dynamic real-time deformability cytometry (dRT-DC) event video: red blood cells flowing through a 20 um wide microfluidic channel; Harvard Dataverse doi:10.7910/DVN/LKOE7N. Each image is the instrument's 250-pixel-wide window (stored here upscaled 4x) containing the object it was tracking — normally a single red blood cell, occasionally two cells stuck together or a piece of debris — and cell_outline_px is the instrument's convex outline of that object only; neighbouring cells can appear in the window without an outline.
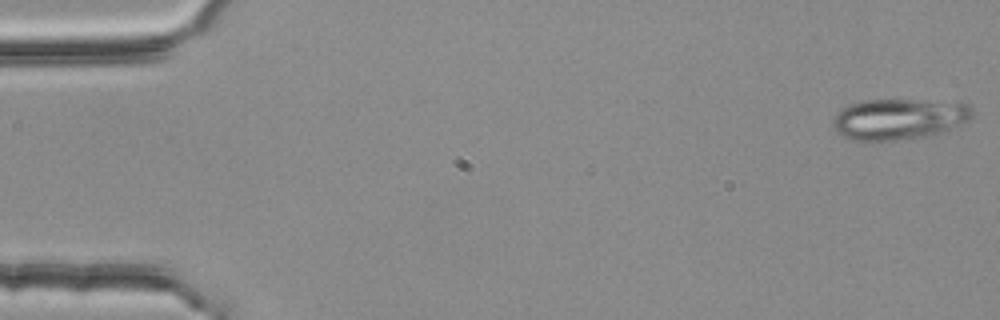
{"species": "common noctule bat (a hibernating species)", "species_latin": "Nyctalus noctula", "temperature_condition": "room temperature", "stored_images_in_passage": 54, "camera_frame_rate_fps": 3000, "um_per_image_px": 0.085, "animal": {"sex": "female", "body_mass_g": 25.1}, "frame": {"image": 1, "passage_image": 1, "time_ms": 0.0, "image_size_px": [1000, 320], "cell_outline_px": [[972, 116], [968, 120], [936, 136], [892, 140], [852, 140], [840, 136], [836, 132], [832, 124], [832, 120], [848, 104], [868, 100], [916, 100], [968, 104], [972, 108]], "centroid_in_image_um": [76.4, 10.14], "position_along_channel_um": 8.6, "area_um2": 33.12}}
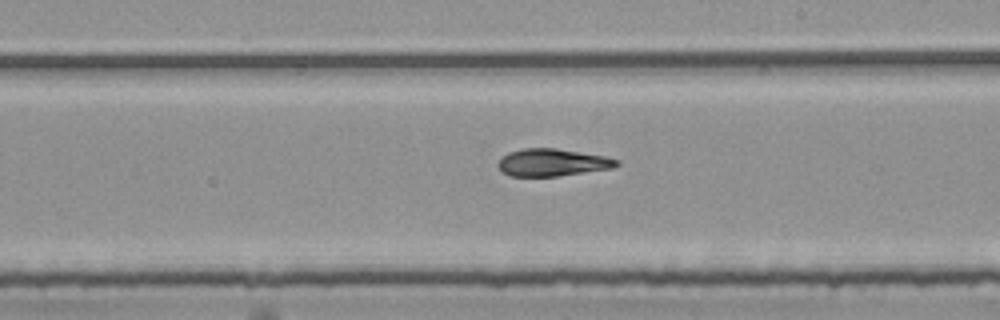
{"frame": {"image": 2, "passage_image": 31, "time_ms": 10.0, "image_size_px": [1000, 320], "cell_outline_px": [[620, 164], [612, 168], [560, 176], [512, 176], [504, 172], [496, 164], [500, 156], [508, 152], [524, 148], [556, 148], [604, 156], [620, 160]], "centroid_in_image_um": [46.94, 13.8], "position_along_channel_um": 242.1, "area_um2": 18.96}}
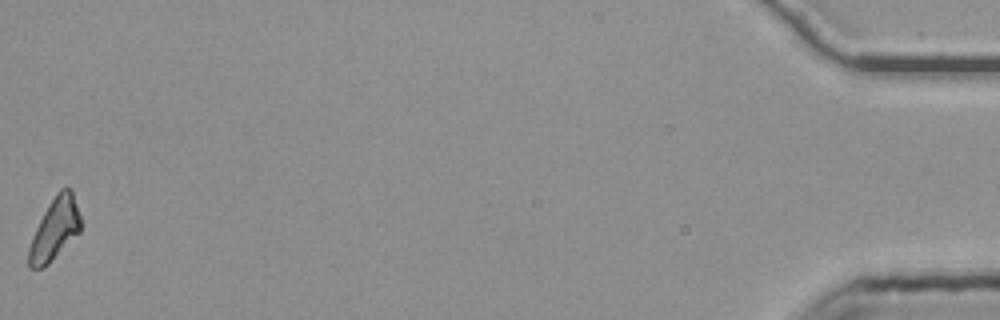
{"frame": {"image": 3, "passage_image": 54, "time_ms": 17.667, "image_size_px": [1000, 320], "cell_outline_px": [[80, 232], [48, 264], [40, 268], [28, 268], [28, 248], [32, 236], [48, 204], [56, 192], [60, 188], [68, 188], [72, 192], [80, 216]], "centroid_in_image_um": [4.63, 19.49], "position_along_channel_um": 430.6, "area_um2": 18.44}, "authors_computed_cell_mechanics": {"area_um2": 19.4786, "velocity_mm_per_s": 3.7968, "shape_relaxation_time_tau1_ms": 7.8654, "shape_relaxation_time_tau2_ms": 3.6718, "deformation_change_tau1": 0.2227, "deformation_change_tau2": 0.1056}}